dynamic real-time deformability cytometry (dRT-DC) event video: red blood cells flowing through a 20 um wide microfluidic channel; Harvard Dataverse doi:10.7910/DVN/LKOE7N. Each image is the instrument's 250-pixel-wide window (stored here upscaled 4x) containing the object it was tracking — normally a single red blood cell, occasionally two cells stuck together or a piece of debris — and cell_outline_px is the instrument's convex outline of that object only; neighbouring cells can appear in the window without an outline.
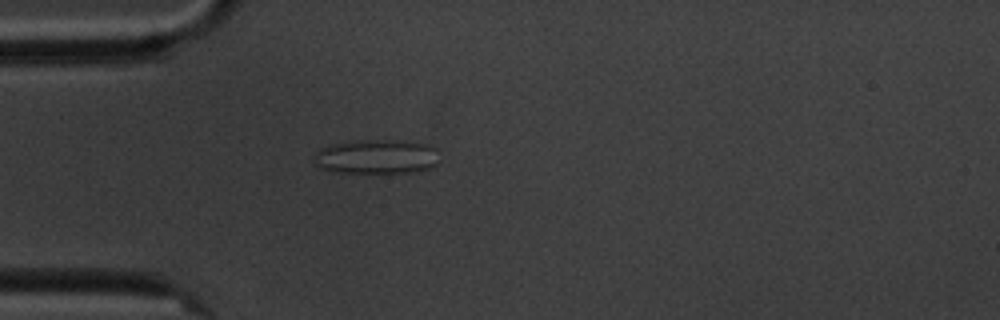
{"species": "common noctule bat (a hibernating species)", "species_latin": "Nyctalus noctula", "temperature_condition": "cold", "stored_images_in_passage": 2, "camera_frame_rate_fps": 3000, "um_per_image_px": 0.085, "animal": {"sex": "male", "body_mass_g": 20.1, "forearm_length_mm": 53.5}, "frame": {"image": 1, "passage_image": 2, "time_ms": 1.333, "image_size_px": [1000, 320], "cell_outline_px": [[436, 164], [432, 168], [416, 172], [332, 172], [320, 168], [312, 160], [316, 152], [320, 148], [332, 144], [352, 140], [404, 140], [428, 144], [436, 148]], "centroid_in_image_um": [31.98, 13.31], "position_along_channel_um": 53.0, "area_um2": 25.37}}